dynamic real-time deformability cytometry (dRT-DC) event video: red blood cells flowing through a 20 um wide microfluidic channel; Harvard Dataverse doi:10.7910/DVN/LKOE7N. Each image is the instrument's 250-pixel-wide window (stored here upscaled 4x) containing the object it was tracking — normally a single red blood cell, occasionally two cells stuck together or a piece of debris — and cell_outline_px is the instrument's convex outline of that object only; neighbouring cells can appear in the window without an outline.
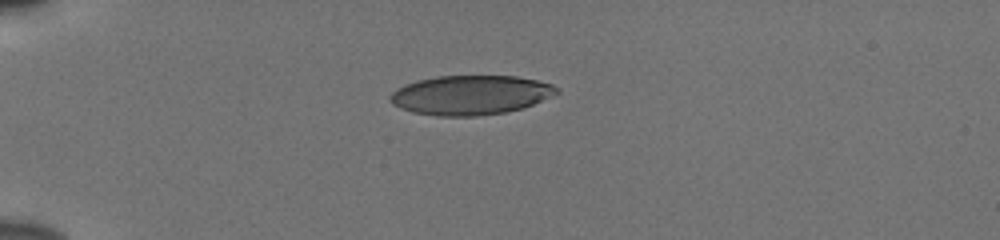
{"species": "human", "species_latin": "Homo sapiens", "temperature_condition": "cold", "stored_images_in_passage": 40, "camera_frame_rate_fps": 3000, "um_per_image_px": 0.085, "donor": {"sex": "male"}, "frame": {"image": 1, "passage_image": 1, "time_ms": 0.0, "image_size_px": [1000, 240], "cell_outline_px": [[560, 92], [532, 104], [520, 108], [504, 112], [476, 116], [436, 116], [412, 112], [400, 108], [392, 104], [388, 100], [388, 96], [396, 88], [404, 84], [416, 80], [436, 76], [516, 76], [536, 80], [552, 84]], "centroid_in_image_um": [39.91, 8.07], "position_along_channel_um": 45.1, "area_um2": 38.26}}
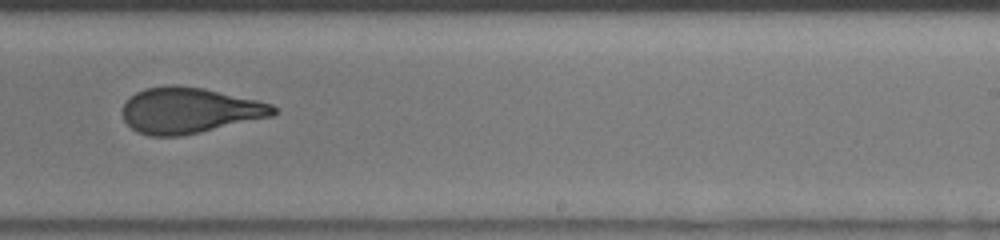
{"frame": {"image": 2, "passage_image": 22, "time_ms": 7.0, "image_size_px": [1000, 240], "cell_outline_px": [[276, 112], [272, 116], [200, 132], [180, 136], [148, 136], [136, 132], [124, 120], [124, 104], [136, 92], [144, 88], [168, 84], [176, 84], [204, 88], [256, 100], [272, 104], [276, 108]], "centroid_in_image_um": [16.08, 9.38], "position_along_channel_um": 272.9, "area_um2": 40.11}}
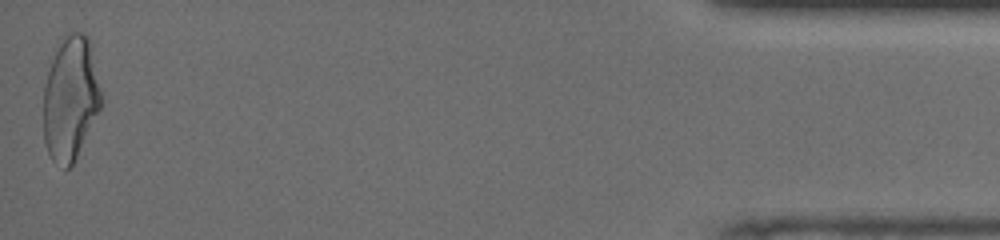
{"frame": {"image": 3, "passage_image": 40, "time_ms": 13.0, "image_size_px": [1000, 240], "cell_outline_px": [[104, 100], [72, 164], [68, 168], [64, 168], [52, 160], [48, 152], [44, 140], [44, 88], [48, 72], [52, 60], [60, 44], [72, 32], [84, 32], [88, 36], [104, 96]], "centroid_in_image_um": [6.02, 8.37], "position_along_channel_um": 429.2, "area_um2": 41.21}, "authors_computed_cell_mechanics": {"area_um2": 40.5178, "velocity_mm_per_s": 3.8627, "shape_relaxation_time_tau1_ms": 3.9054, "shape_relaxation_time_tau2_ms": 1.0428, "deformation_change_tau1": 0.1767, "deformation_change_tau2": 0.086}}